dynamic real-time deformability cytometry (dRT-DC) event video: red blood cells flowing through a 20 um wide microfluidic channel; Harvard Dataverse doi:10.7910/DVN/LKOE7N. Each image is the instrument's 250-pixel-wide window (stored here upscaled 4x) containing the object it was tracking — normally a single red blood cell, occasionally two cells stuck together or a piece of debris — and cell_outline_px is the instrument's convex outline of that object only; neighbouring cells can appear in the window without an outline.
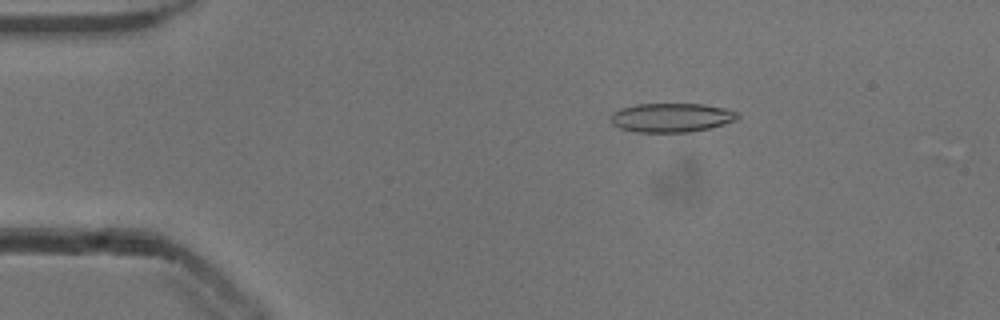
{"species": "common noctule bat (a hibernating species)", "species_latin": "Nyctalus noctula", "temperature_condition": "cold", "stored_images_in_passage": 49, "camera_frame_rate_fps": 3000, "um_per_image_px": 0.085, "animal": {"sex": "male", "body_mass_g": 13.3}, "frame": {"image": 1, "passage_image": 5, "time_ms": 1.333, "image_size_px": [1000, 320], "cell_outline_px": [[740, 116], [736, 120], [724, 124], [708, 128], [688, 132], [636, 132], [620, 128], [612, 124], [608, 120], [608, 116], [612, 112], [620, 108], [636, 104], [704, 104], [724, 108], [736, 112]], "centroid_in_image_um": [57.0, 9.99], "position_along_channel_um": 28.0, "area_um2": 21.62}}
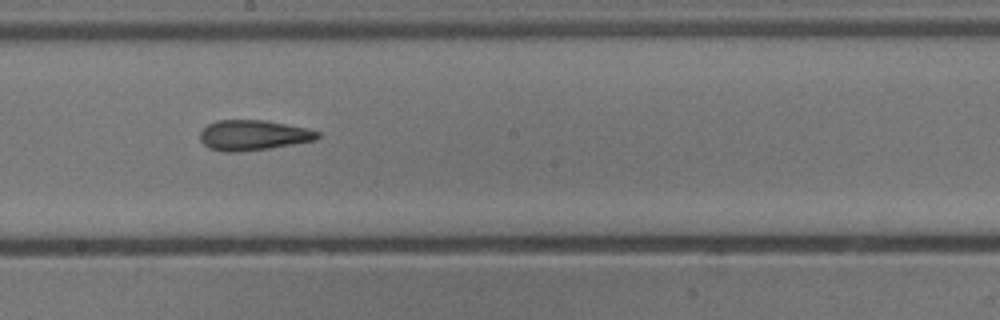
{"frame": {"image": 2, "passage_image": 25, "time_ms": 8.0, "image_size_px": [1000, 320], "cell_outline_px": [[320, 136], [316, 140], [268, 148], [240, 152], [224, 152], [208, 148], [200, 140], [200, 132], [208, 124], [216, 120], [264, 120], [308, 128], [320, 132]], "centroid_in_image_um": [21.51, 11.49], "position_along_channel_um": 226.7, "area_um2": 20.75}}
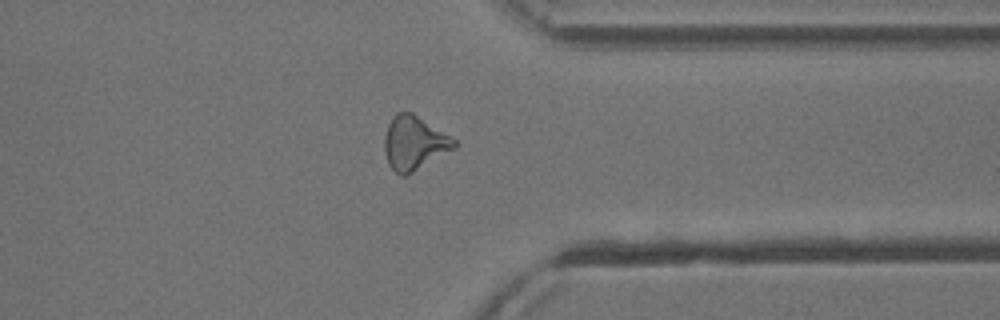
{"frame": {"image": 3, "passage_image": 37, "time_ms": 12.0, "image_size_px": [1000, 320], "cell_outline_px": [[456, 148], [412, 172], [404, 176], [400, 176], [388, 164], [384, 152], [384, 136], [388, 124], [392, 116], [396, 112], [412, 112], [456, 140]], "centroid_in_image_um": [35.18, 12.15], "position_along_channel_um": 376.2, "area_um2": 21.79}, "authors_computed_cell_mechanics": {"area_um2": 21.2704, "velocity_mm_per_s": 3.8706, "shape_relaxation_time_tau1_ms": null, "shape_relaxation_time_tau2_ms": 3.7965, "deformation_change_tau1": null, "deformation_change_tau2": 0.1333}}